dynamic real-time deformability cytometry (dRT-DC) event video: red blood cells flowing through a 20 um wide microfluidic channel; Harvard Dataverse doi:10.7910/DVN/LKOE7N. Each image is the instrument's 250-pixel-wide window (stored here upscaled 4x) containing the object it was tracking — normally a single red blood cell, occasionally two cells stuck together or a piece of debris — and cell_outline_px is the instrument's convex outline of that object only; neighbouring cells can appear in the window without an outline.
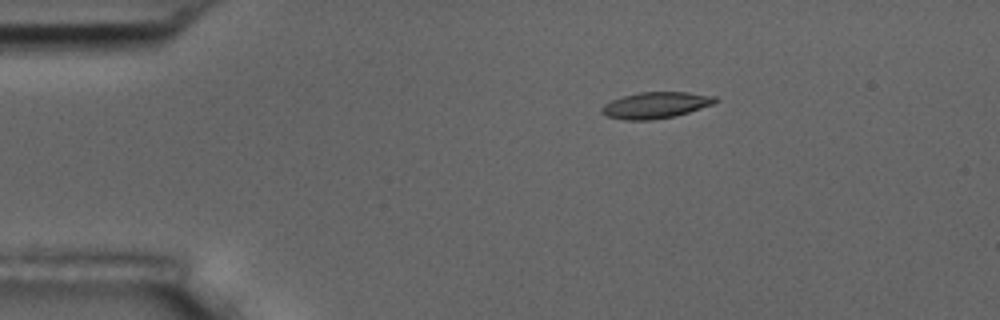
{"species": "common noctule bat (a hibernating species)", "species_latin": "Nyctalus noctula", "temperature_condition": "room temperature", "stored_images_in_passage": 5, "camera_frame_rate_fps": 3000, "um_per_image_px": 0.085, "animal": {"sex": "male", "body_mass_g": 17.5, "forearm_length_mm": 52.3}, "frame": {"image": 1, "passage_image": 2, "time_ms": 1.333, "image_size_px": [1000, 320], "cell_outline_px": [[720, 100], [712, 104], [688, 112], [672, 116], [652, 120], [624, 120], [608, 116], [600, 112], [600, 108], [604, 104], [612, 100], [624, 96], [640, 92], [688, 92], [716, 96]], "centroid_in_image_um": [55.73, 8.93], "position_along_channel_um": 29.3, "area_um2": 17.28}}
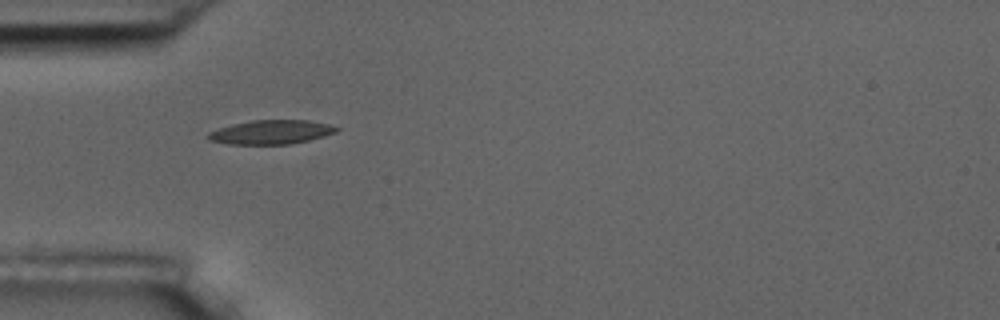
{"frame": {"image": 2, "passage_image": 4, "time_ms": 3.667, "image_size_px": [1000, 320], "cell_outline_px": [[340, 128], [336, 132], [324, 136], [292, 144], [228, 144], [208, 140], [204, 136], [208, 132], [232, 124], [252, 120], [308, 120], [328, 124]], "centroid_in_image_um": [23.01, 11.23], "position_along_channel_um": 62.0, "area_um2": 18.03}}